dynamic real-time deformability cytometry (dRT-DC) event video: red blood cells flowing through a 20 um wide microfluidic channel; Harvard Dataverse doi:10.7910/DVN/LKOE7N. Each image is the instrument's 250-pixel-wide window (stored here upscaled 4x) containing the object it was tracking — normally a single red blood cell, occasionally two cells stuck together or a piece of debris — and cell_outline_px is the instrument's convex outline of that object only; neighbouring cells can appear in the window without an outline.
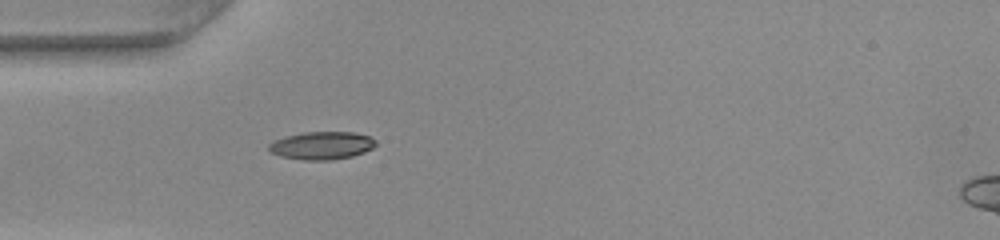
{"species": "common noctule bat (a hibernating species)", "species_latin": "Nyctalus noctula", "temperature_condition": "warm", "stored_images_in_passage": 36, "camera_frame_rate_fps": 3000, "um_per_image_px": 0.085, "animal": {"sex": "female", "body_mass_g": 22.0, "forearm_length_mm": 56.7}, "frame": {"image": 1, "passage_image": 1, "time_ms": 0.0, "image_size_px": [1000, 240], "cell_outline_px": [[376, 144], [372, 148], [364, 152], [352, 156], [332, 160], [304, 160], [280, 156], [268, 152], [268, 144], [284, 136], [304, 132], [352, 132], [368, 136], [376, 140]], "centroid_in_image_um": [27.32, 12.37], "position_along_channel_um": 57.7, "area_um2": 17.4}}
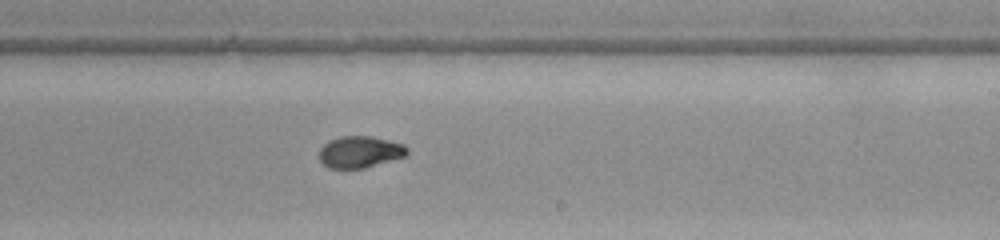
{"frame": {"image": 2, "passage_image": 16, "time_ms": 5.0, "image_size_px": [1000, 240], "cell_outline_px": [[408, 152], [404, 156], [364, 168], [328, 168], [320, 160], [320, 148], [328, 140], [340, 136], [372, 136], [404, 144], [408, 148]], "centroid_in_image_um": [30.58, 12.9], "position_along_channel_um": 258.4, "area_um2": 16.13}}
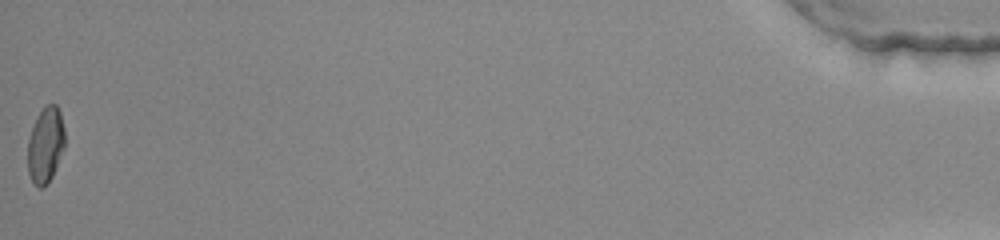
{"frame": {"image": 3, "passage_image": 36, "time_ms": 11.667, "image_size_px": [1000, 240], "cell_outline_px": [[64, 148], [52, 176], [48, 184], [40, 188], [32, 184], [28, 172], [28, 140], [32, 128], [44, 104], [56, 104], [60, 112], [64, 128]], "centroid_in_image_um": [3.86, 12.34], "position_along_channel_um": 431.3, "area_um2": 16.36}, "authors_computed_cell_mechanics": {"area_um2": 16.5019, "velocity_mm_per_s": 4.0942, "shape_relaxation_time_tau1_ms": 3.8122, "shape_relaxation_time_tau2_ms": 1.7817, "deformation_change_tau1": 0.1962, "deformation_change_tau2": 0.0525}}